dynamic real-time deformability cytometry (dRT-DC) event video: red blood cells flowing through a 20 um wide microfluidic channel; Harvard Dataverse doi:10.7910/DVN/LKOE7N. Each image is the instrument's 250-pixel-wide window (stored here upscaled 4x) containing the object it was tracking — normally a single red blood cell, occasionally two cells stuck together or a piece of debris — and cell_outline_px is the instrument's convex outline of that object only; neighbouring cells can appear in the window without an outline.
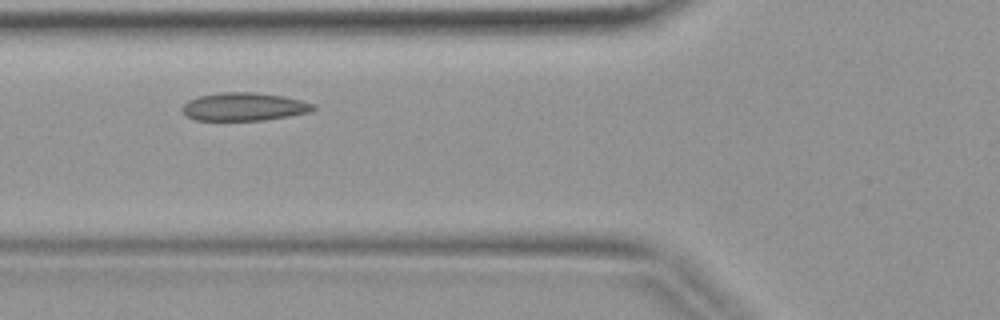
{"species": "common noctule bat (a hibernating species)", "species_latin": "Nyctalus noctula", "temperature_condition": "warm", "stored_images_in_passage": 5, "camera_frame_rate_fps": 3000, "um_per_image_px": 0.085, "animal": {"sex": "female", "body_mass_g": 19.9}, "frame": {"image": 1, "passage_image": 5, "time_ms": 1.333, "image_size_px": [1000, 320], "cell_outline_px": [[316, 108], [312, 112], [264, 120], [196, 120], [188, 116], [180, 108], [188, 100], [196, 96], [224, 92], [256, 92], [284, 96], [304, 100], [316, 104]], "centroid_in_image_um": [20.79, 9.06], "position_along_channel_um": 105.0, "area_um2": 21.68}}